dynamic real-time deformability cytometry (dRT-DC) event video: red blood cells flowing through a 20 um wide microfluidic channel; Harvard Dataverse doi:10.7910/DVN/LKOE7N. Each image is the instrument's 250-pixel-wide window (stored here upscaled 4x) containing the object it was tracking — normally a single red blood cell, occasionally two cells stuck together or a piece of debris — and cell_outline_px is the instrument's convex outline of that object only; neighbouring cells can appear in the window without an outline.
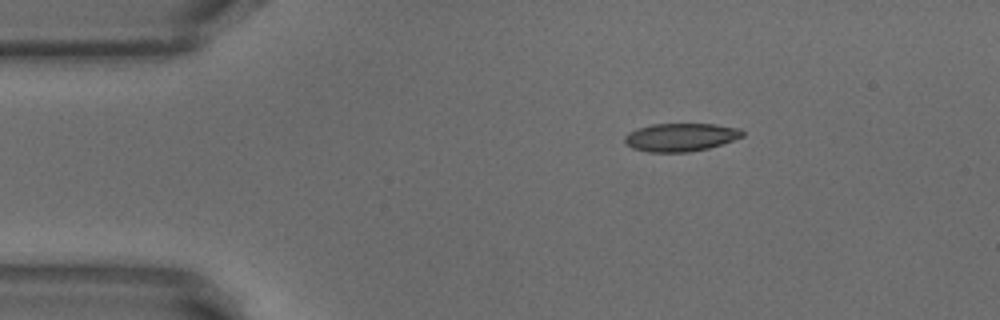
{"species": "common noctule bat (a hibernating species)", "species_latin": "Nyctalus noctula", "temperature_condition": "warm", "stored_images_in_passage": 44, "camera_frame_rate_fps": 3000, "um_per_image_px": 0.085, "animal": {"sex": "male", "body_mass_g": 18.8}, "frame": {"image": 1, "passage_image": 1, "time_ms": 0.0, "image_size_px": [1000, 320], "cell_outline_px": [[744, 136], [708, 148], [688, 152], [648, 152], [632, 148], [624, 144], [624, 136], [628, 132], [636, 128], [652, 124], [716, 124], [740, 128], [744, 132]], "centroid_in_image_um": [57.81, 11.66], "position_along_channel_um": 27.2, "area_um2": 19.42}}
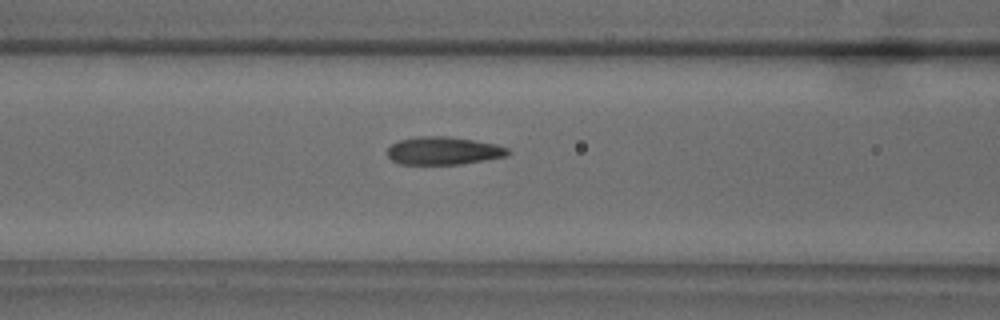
{"frame": {"image": 2, "passage_image": 13, "time_ms": 4.0, "image_size_px": [1000, 320], "cell_outline_px": [[512, 152], [508, 156], [460, 164], [400, 164], [392, 160], [388, 156], [388, 148], [392, 144], [400, 140], [416, 136], [444, 136], [472, 140], [496, 144], [508, 148]], "centroid_in_image_um": [37.71, 12.81], "position_along_channel_um": 128.9, "area_um2": 19.54}}
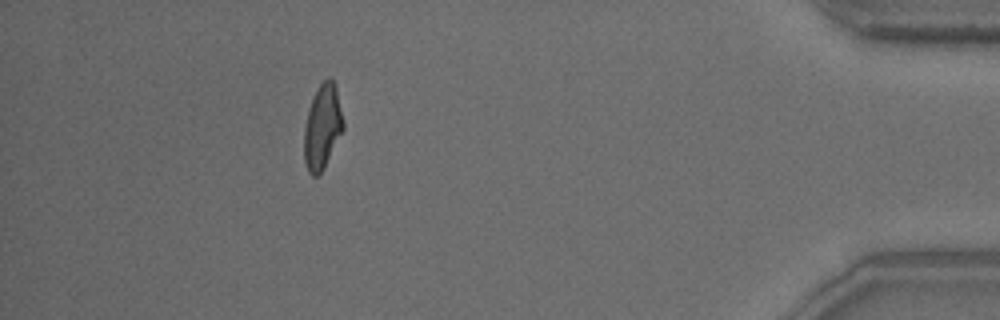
{"frame": {"image": 3, "passage_image": 39, "time_ms": 12.667, "image_size_px": [1000, 320], "cell_outline_px": [[344, 128], [324, 168], [316, 176], [312, 176], [308, 172], [304, 160], [304, 128], [308, 108], [316, 88], [328, 76], [336, 84], [344, 120]], "centroid_in_image_um": [27.41, 10.75], "position_along_channel_um": 407.8, "area_um2": 19.54}, "authors_computed_cell_mechanics": {"area_um2": 19.652, "velocity_mm_per_s": 3.8603, "shape_relaxation_time_tau1_ms": 6.7653, "shape_relaxation_time_tau2_ms": 1.5246, "deformation_change_tau1": 0.1964, "deformation_change_tau2": 0.0826}}